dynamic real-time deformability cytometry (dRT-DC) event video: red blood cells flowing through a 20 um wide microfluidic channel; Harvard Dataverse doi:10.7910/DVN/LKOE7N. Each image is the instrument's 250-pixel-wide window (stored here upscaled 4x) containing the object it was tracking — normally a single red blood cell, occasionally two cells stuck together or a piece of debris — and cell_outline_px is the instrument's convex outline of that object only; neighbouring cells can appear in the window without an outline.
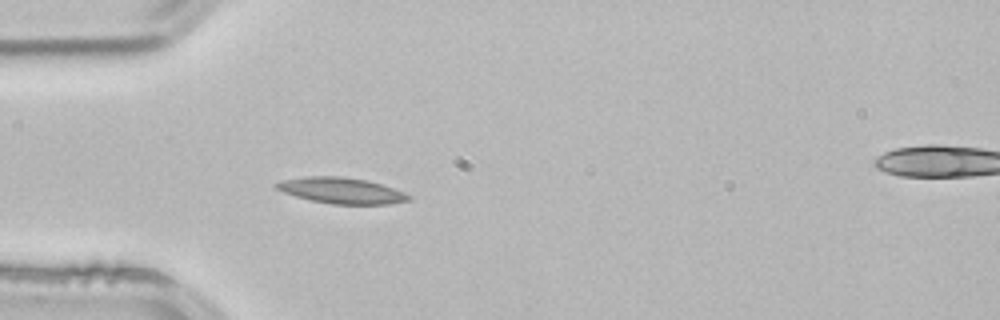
{"species": "common noctule bat (a hibernating species)", "species_latin": "Nyctalus noctula", "temperature_condition": "room temperature", "stored_images_in_passage": 4, "segment_of_instrument_passage": [1, 2], "camera_frame_rate_fps": 3000, "um_per_image_px": 0.085, "animal": {"sex": "male", "body_mass_g": 21.5, "forearm_length_mm": 52.0}, "frame": {"image": 1, "passage_image": 3, "time_ms": 0.667, "image_size_px": [1000, 320], "cell_outline_px": [[412, 200], [388, 204], [332, 204], [312, 200], [296, 196], [272, 188], [272, 184], [280, 180], [304, 176], [340, 176], [368, 180], [404, 192], [412, 196]], "centroid_in_image_um": [28.98, 16.19], "position_along_channel_um": 56.0, "area_um2": 20.17}}